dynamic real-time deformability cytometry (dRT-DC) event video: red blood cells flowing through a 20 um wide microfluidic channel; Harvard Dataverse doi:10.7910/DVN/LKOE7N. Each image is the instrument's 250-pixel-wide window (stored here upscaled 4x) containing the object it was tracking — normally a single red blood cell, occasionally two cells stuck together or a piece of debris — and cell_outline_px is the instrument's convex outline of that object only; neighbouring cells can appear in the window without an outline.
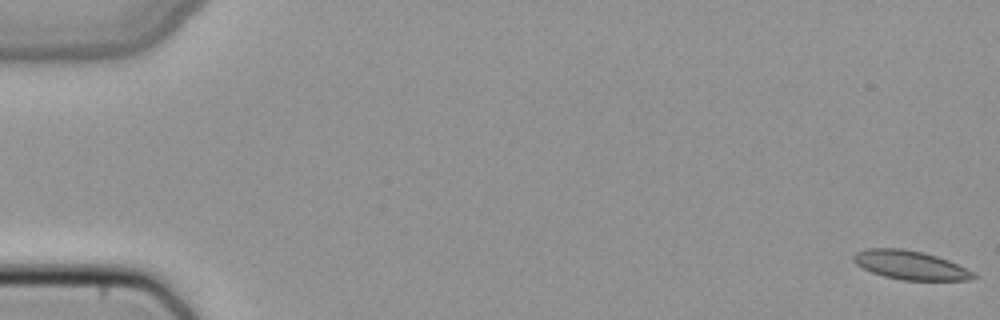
{"species": "common noctule bat (a hibernating species)", "species_latin": "Nyctalus noctula", "temperature_condition": "cold", "stored_images_in_passage": 51, "camera_frame_rate_fps": 3000, "um_per_image_px": 0.085, "animal": {"sex": "female", "body_mass_g": 22.7, "forearm_length_mm": 54.2}, "frame": {"image": 1, "passage_image": 1, "time_ms": 0.0, "image_size_px": [1000, 320], "cell_outline_px": [[976, 276], [972, 280], [900, 280], [884, 276], [872, 272], [856, 264], [852, 260], [852, 256], [856, 252], [868, 248], [904, 248], [924, 252], [948, 260], [972, 272]], "centroid_in_image_um": [77.33, 22.53], "position_along_channel_um": 7.7, "area_um2": 20.06}}
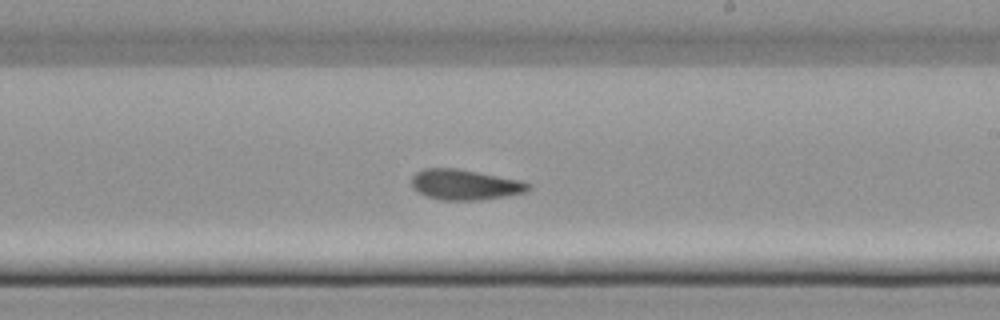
{"frame": {"image": 2, "passage_image": 31, "time_ms": 10.0, "image_size_px": [1000, 320], "cell_outline_px": [[532, 188], [524, 192], [504, 196], [480, 200], [440, 200], [428, 196], [412, 188], [412, 176], [416, 172], [424, 168], [456, 168], [520, 180], [532, 184]], "centroid_in_image_um": [39.52, 15.69], "position_along_channel_um": 249.5, "area_um2": 20.58}}
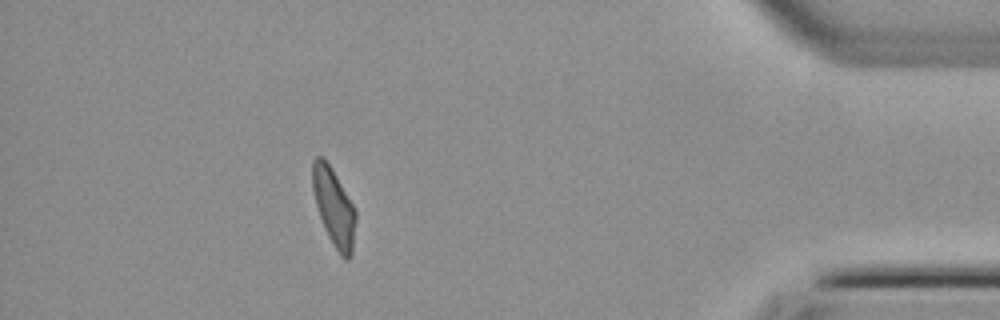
{"frame": {"image": 3, "passage_image": 46, "time_ms": 15.0, "image_size_px": [1000, 320], "cell_outline_px": [[356, 220], [352, 256], [348, 260], [344, 260], [340, 256], [332, 244], [324, 228], [316, 204], [312, 188], [312, 160], [316, 156], [324, 156], [332, 168], [356, 208]], "centroid_in_image_um": [28.39, 17.61], "position_along_channel_um": 406.8, "area_um2": 20.0}}